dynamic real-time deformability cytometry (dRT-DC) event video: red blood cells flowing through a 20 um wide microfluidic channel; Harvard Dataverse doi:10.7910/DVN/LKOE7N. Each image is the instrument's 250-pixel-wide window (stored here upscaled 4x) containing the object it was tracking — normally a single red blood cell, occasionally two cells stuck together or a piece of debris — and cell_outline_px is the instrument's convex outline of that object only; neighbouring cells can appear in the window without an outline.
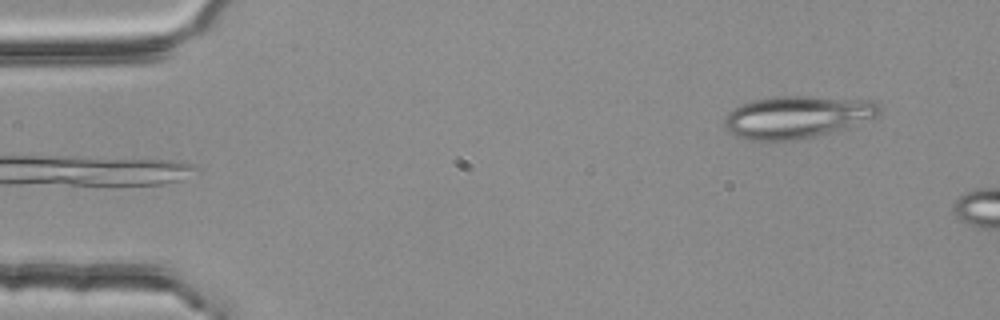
{"species": "common noctule bat (a hibernating species)", "species_latin": "Nyctalus noctula", "temperature_condition": "room temperature", "stored_images_in_passage": 4, "camera_frame_rate_fps": 3000, "um_per_image_px": 0.085, "animal": {"sex": "female", "body_mass_g": 25.1}, "frame": {"image": 1, "passage_image": 4, "time_ms": 1.0, "image_size_px": [1000, 320], "cell_outline_px": [[884, 108], [880, 116], [844, 128], [812, 136], [792, 140], [748, 140], [736, 136], [724, 124], [724, 116], [728, 112], [740, 104], [752, 100], [772, 96], [812, 96], [876, 100]], "centroid_in_image_um": [67.8, 9.91], "position_along_channel_um": 17.2, "area_um2": 38.44}}